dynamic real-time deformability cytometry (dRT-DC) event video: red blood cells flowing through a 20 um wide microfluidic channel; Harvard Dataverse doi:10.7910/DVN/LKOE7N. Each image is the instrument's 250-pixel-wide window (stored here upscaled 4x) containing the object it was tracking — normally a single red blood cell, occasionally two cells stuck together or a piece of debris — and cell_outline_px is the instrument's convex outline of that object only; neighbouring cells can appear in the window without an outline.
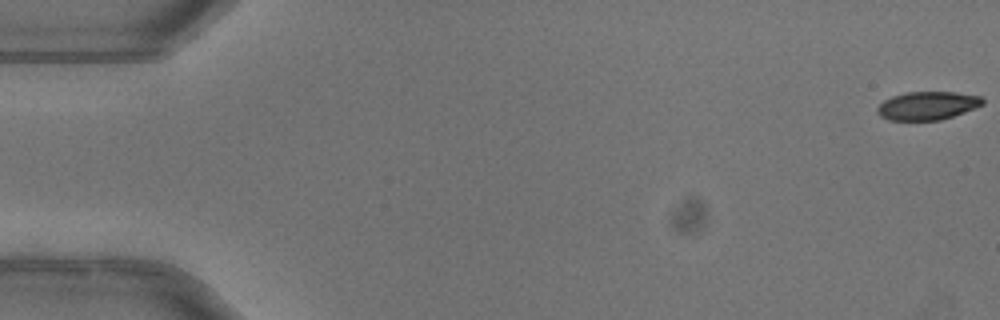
{"species": "common noctule bat (a hibernating species)", "species_latin": "Nyctalus noctula", "temperature_condition": "warm", "stored_images_in_passage": 52, "camera_frame_rate_fps": 3000, "um_per_image_px": 0.085, "animal": {"sex": "female"}, "frame": {"image": 1, "passage_image": 1, "time_ms": 0.0, "image_size_px": [1000, 320], "cell_outline_px": [[984, 104], [964, 112], [940, 120], [888, 120], [880, 116], [876, 112], [876, 108], [884, 100], [892, 96], [908, 92], [952, 92], [980, 96], [984, 100]], "centroid_in_image_um": [78.8, 8.98], "position_along_channel_um": 6.2, "area_um2": 17.28}}
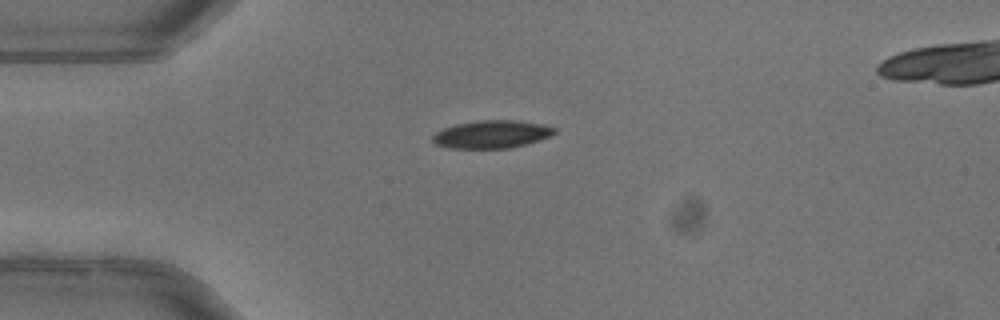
{"frame": {"image": 2, "passage_image": 14, "time_ms": 4.333, "image_size_px": [1000, 320], "cell_outline_px": [[556, 132], [548, 136], [512, 148], [452, 148], [436, 144], [432, 140], [432, 136], [436, 132], [444, 128], [456, 124], [480, 120], [516, 120], [540, 124], [556, 128]], "centroid_in_image_um": [41.76, 11.41], "position_along_channel_um": 43.2, "area_um2": 19.42}}
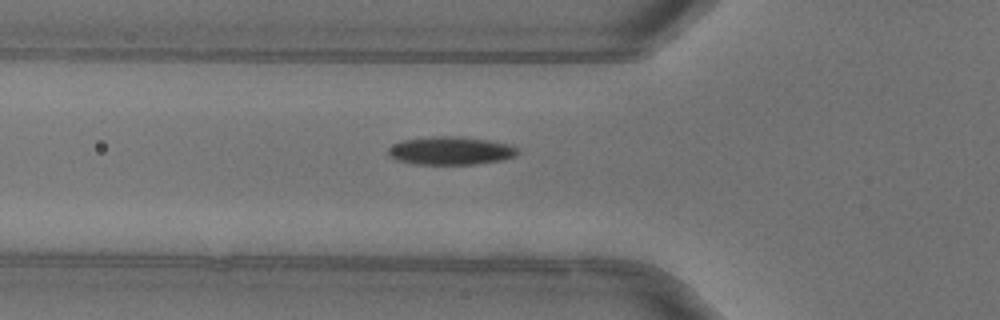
{"frame": {"image": 3, "passage_image": 19, "time_ms": 6.0, "image_size_px": [1000, 320], "cell_outline_px": [[520, 152], [516, 156], [504, 160], [476, 164], [416, 164], [396, 160], [388, 156], [388, 148], [392, 144], [404, 140], [432, 136], [460, 136], [488, 140], [512, 144]], "centroid_in_image_um": [38.33, 12.81], "position_along_channel_um": 87.5, "area_um2": 21.5}, "authors_computed_cell_mechanics": {"area_um2": 19.9988, "velocity_mm_per_s": 4.0165, "shape_relaxation_time_tau1_ms": 5.6139, "shape_relaxation_time_tau2_ms": 1.6678, "deformation_change_tau1": 0.1923, "deformation_change_tau2": 0.0575}}